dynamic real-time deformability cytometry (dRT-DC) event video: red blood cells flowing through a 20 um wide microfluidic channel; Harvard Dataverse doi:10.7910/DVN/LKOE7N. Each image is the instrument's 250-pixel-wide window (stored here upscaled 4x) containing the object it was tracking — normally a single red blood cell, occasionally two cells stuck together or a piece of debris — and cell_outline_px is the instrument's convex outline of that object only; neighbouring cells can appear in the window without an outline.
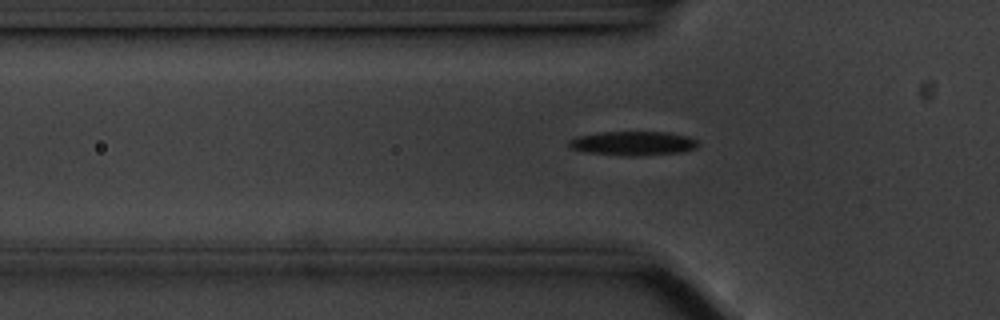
{"species": "common noctule bat (a hibernating species)", "species_latin": "Nyctalus noctula", "temperature_condition": "cold", "stored_images_in_passage": 38, "camera_frame_rate_fps": 3000, "um_per_image_px": 0.085, "animal": {"sex": "male", "body_mass_g": 20.1, "forearm_length_mm": 53.5}, "frame": {"image": 1, "passage_image": 6, "time_ms": 1.667, "image_size_px": [1000, 320], "cell_outline_px": [[700, 144], [696, 148], [684, 152], [636, 156], [624, 156], [588, 152], [572, 148], [568, 144], [568, 140], [580, 136], [600, 132], [668, 132], [688, 136], [696, 140]], "centroid_in_image_um": [53.87, 12.18], "position_along_channel_um": 71.9, "area_um2": 18.15}}
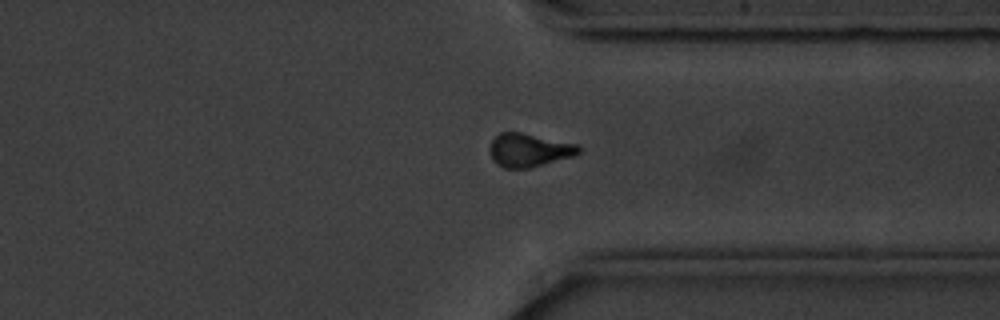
{"frame": {"image": 2, "passage_image": 31, "time_ms": 10.0, "image_size_px": [1000, 320], "cell_outline_px": [[580, 152], [572, 156], [528, 168], [504, 168], [496, 164], [492, 160], [488, 148], [492, 140], [500, 132], [520, 132], [580, 144]], "centroid_in_image_um": [44.93, 12.75], "position_along_channel_um": 366.5, "area_um2": 17.34}}
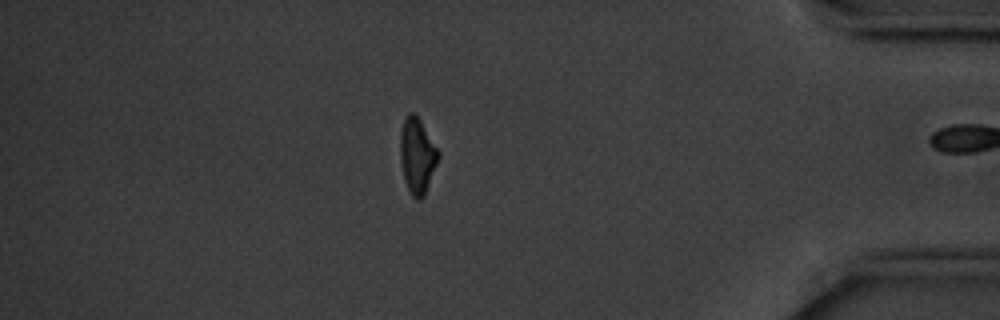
{"frame": {"image": 3, "passage_image": 37, "time_ms": 12.0, "image_size_px": [1000, 320], "cell_outline_px": [[440, 156], [424, 196], [420, 200], [416, 200], [412, 196], [404, 180], [400, 160], [400, 132], [404, 120], [408, 112], [412, 112], [420, 120], [440, 152]], "centroid_in_image_um": [35.46, 13.25], "position_along_channel_um": 399.7, "area_um2": 16.76}, "authors_computed_cell_mechanics": {"area_um2": 17.6868, "velocity_mm_per_s": 3.538, "shape_relaxation_time_tau1_ms": 3.8606, "shape_relaxation_time_tau2_ms": null, "deformation_change_tau1": 0.1327, "deformation_change_tau2": null}}